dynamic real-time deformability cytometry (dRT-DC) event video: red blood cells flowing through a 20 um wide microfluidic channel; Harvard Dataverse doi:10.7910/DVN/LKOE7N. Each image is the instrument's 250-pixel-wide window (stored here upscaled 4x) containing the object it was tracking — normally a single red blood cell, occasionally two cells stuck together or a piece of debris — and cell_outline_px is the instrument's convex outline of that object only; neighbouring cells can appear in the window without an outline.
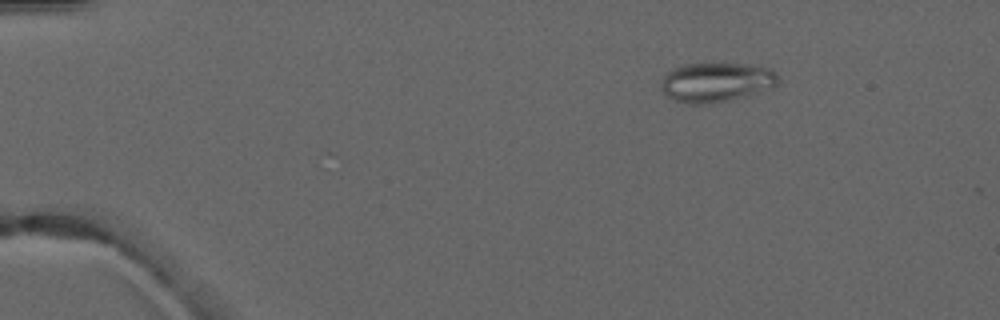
{"species": "common noctule bat (a hibernating species)", "species_latin": "Nyctalus noctula", "temperature_condition": "warm", "stored_images_in_passage": 5, "camera_frame_rate_fps": 3000, "um_per_image_px": 0.085, "animal": {"sex": "male", "forearm_length_mm": 52.5}, "frame": {"image": 1, "passage_image": 2, "time_ms": 1.333, "image_size_px": [1000, 320], "cell_outline_px": [[776, 84], [772, 88], [748, 96], [704, 104], [692, 104], [676, 100], [668, 96], [660, 88], [660, 84], [664, 76], [672, 68], [684, 64], [752, 64], [772, 68], [776, 72]], "centroid_in_image_um": [60.89, 6.98], "position_along_channel_um": 24.1, "area_um2": 26.82}}